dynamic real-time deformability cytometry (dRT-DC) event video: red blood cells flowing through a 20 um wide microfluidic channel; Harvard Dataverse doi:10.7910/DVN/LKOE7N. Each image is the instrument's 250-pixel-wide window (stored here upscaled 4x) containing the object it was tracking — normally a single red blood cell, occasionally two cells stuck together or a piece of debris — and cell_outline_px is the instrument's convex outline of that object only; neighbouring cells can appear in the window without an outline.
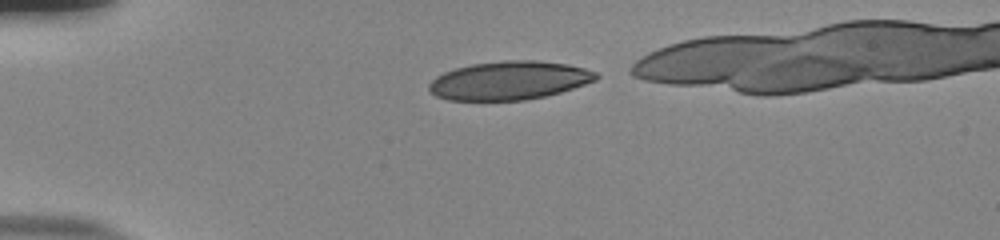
{"species": "human", "species_latin": "Homo sapiens", "temperature_condition": "room temperature", "stored_images_in_passage": 36, "camera_frame_rate_fps": 3000, "um_per_image_px": 0.085, "donor": {"sex": "male"}, "frame": {"image": 1, "passage_image": 1, "time_ms": 0.0, "image_size_px": [1000, 240], "cell_outline_px": [[600, 76], [596, 80], [560, 92], [544, 96], [524, 100], [448, 100], [436, 96], [428, 88], [428, 84], [436, 76], [444, 72], [456, 68], [472, 64], [504, 60], [536, 60], [568, 64], [584, 68], [596, 72]], "centroid_in_image_um": [43.28, 6.83], "position_along_channel_um": 41.7, "area_um2": 37.4}}
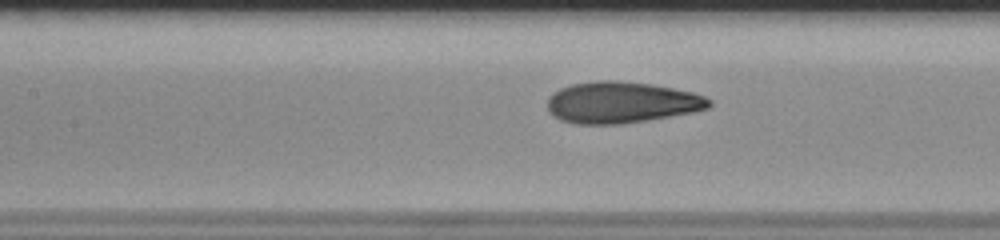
{"frame": {"image": 2, "passage_image": 13, "time_ms": 4.0, "image_size_px": [1000, 240], "cell_outline_px": [[712, 104], [708, 108], [692, 112], [648, 120], [620, 124], [576, 124], [560, 120], [548, 112], [548, 96], [560, 88], [572, 84], [600, 80], [616, 80], [652, 84], [692, 92], [704, 96], [712, 100]], "centroid_in_image_um": [52.8, 8.71], "position_along_channel_um": 154.6, "area_um2": 39.07}}
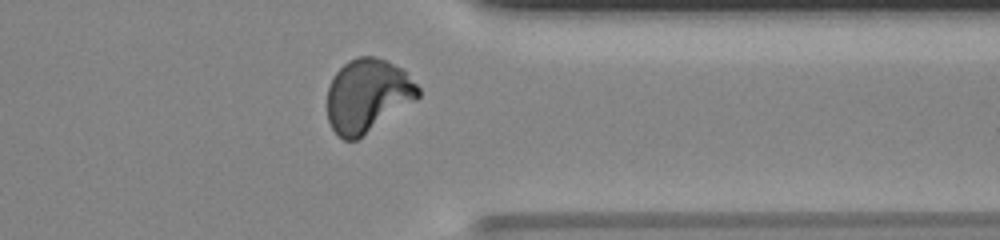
{"frame": {"image": 3, "passage_image": 31, "time_ms": 10.0, "image_size_px": [1000, 240], "cell_outline_px": [[420, 96], [416, 100], [356, 140], [344, 140], [332, 128], [328, 120], [328, 88], [332, 76], [348, 60], [356, 56], [376, 56], [388, 60], [400, 68], [420, 88]], "centroid_in_image_um": [31.23, 8.1], "position_along_channel_um": 380.2, "area_um2": 38.67}}